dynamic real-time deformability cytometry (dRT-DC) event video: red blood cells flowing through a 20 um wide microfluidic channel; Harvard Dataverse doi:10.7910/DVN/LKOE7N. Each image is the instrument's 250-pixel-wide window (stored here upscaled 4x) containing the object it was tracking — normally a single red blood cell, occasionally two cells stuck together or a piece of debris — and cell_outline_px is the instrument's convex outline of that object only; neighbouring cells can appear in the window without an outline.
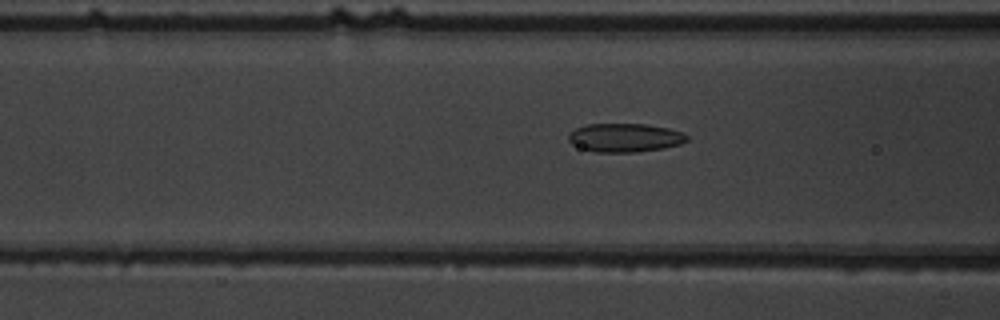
{"species": "common noctule bat (a hibernating species)", "species_latin": "Nyctalus noctula", "temperature_condition": "warm", "stored_images_in_passage": 42, "camera_frame_rate_fps": 3000, "um_per_image_px": 0.085, "animal": {"sex": "male", "body_mass_g": 19.5, "forearm_length_mm": 54.6}, "frame": {"image": 1, "passage_image": 19, "time_ms": 6.0, "image_size_px": [1000, 320], "cell_outline_px": [[688, 140], [680, 144], [664, 148], [636, 152], [596, 152], [580, 148], [572, 144], [568, 140], [568, 136], [576, 128], [588, 124], [648, 124], [668, 128], [684, 132], [688, 136]], "centroid_in_image_um": [53.14, 11.7], "position_along_channel_um": 113.5, "area_um2": 19.83}}
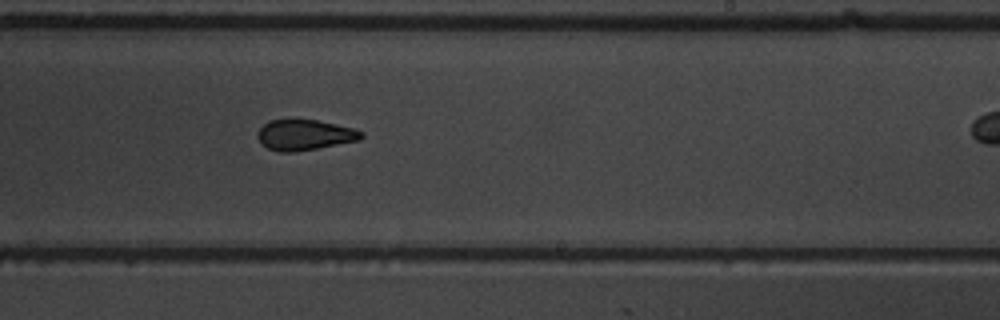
{"frame": {"image": 2, "passage_image": 31, "time_ms": 10.0, "image_size_px": [1000, 320], "cell_outline_px": [[364, 136], [360, 140], [296, 152], [280, 152], [268, 148], [256, 136], [260, 128], [268, 120], [292, 116], [316, 120], [356, 128], [364, 132]], "centroid_in_image_um": [25.9, 11.42], "position_along_channel_um": 263.1, "area_um2": 19.13}}
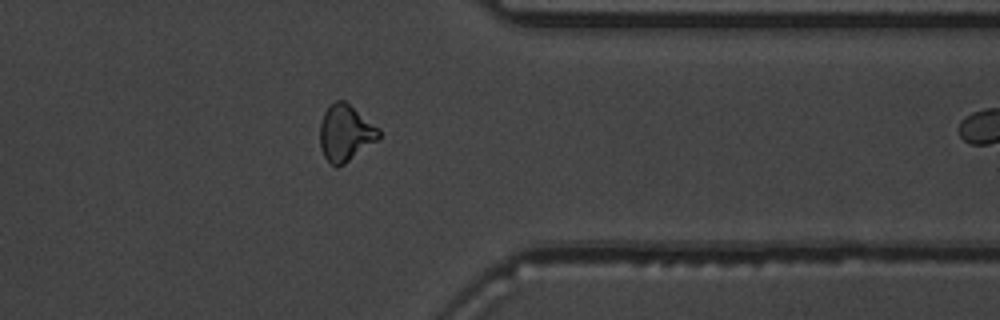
{"frame": {"image": 3, "passage_image": 41, "time_ms": 13.333, "image_size_px": [1000, 320], "cell_outline_px": [[380, 136], [376, 140], [344, 164], [336, 168], [324, 156], [320, 148], [320, 124], [324, 112], [336, 100], [344, 100], [380, 128]], "centroid_in_image_um": [29.35, 11.3], "position_along_channel_um": 382.1, "area_um2": 19.13}}